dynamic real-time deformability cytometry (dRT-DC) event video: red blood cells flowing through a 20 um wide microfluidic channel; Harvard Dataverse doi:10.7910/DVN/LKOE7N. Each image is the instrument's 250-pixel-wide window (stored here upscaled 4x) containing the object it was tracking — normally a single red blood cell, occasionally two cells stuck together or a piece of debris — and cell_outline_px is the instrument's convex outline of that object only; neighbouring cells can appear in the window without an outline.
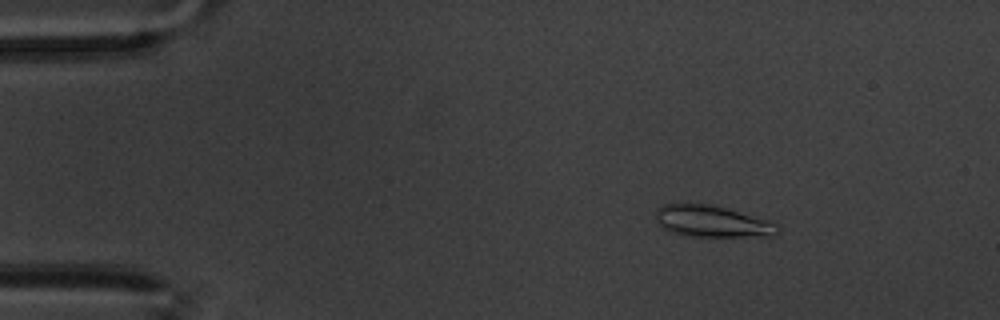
{"species": "common noctule bat (a hibernating species)", "species_latin": "Nyctalus noctula", "temperature_condition": "warm", "stored_images_in_passage": 58, "camera_frame_rate_fps": 3000, "um_per_image_px": 0.085, "animal": {"sex": "male", "body_mass_g": 20.1, "forearm_length_mm": 53.5}, "frame": {"image": 1, "passage_image": 7, "time_ms": 2.0, "image_size_px": [1000, 320], "cell_outline_px": [[780, 232], [776, 236], [692, 236], [672, 232], [664, 228], [656, 220], [656, 208], [664, 204], [712, 204], [768, 220], [776, 224], [780, 228]], "centroid_in_image_um": [60.56, 18.82], "position_along_channel_um": 24.4, "area_um2": 22.25}}
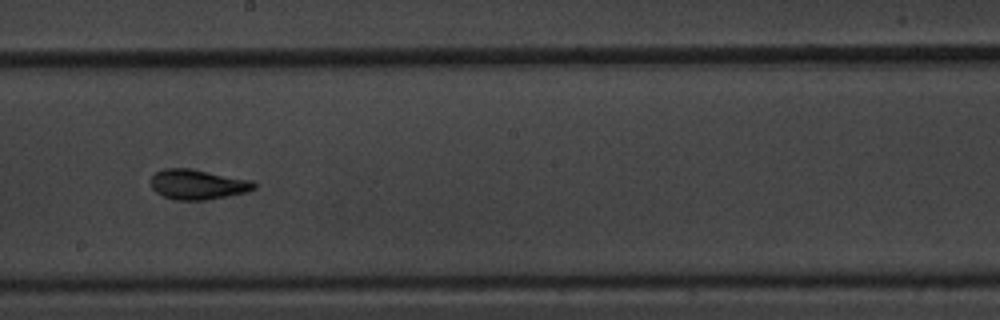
{"frame": {"image": 2, "passage_image": 32, "time_ms": 10.333, "image_size_px": [1000, 320], "cell_outline_px": [[256, 188], [248, 192], [204, 200], [176, 200], [164, 196], [156, 192], [152, 188], [152, 176], [156, 172], [164, 168], [188, 168], [252, 180], [256, 184]], "centroid_in_image_um": [16.82, 15.68], "position_along_channel_um": 231.4, "area_um2": 17.92}}
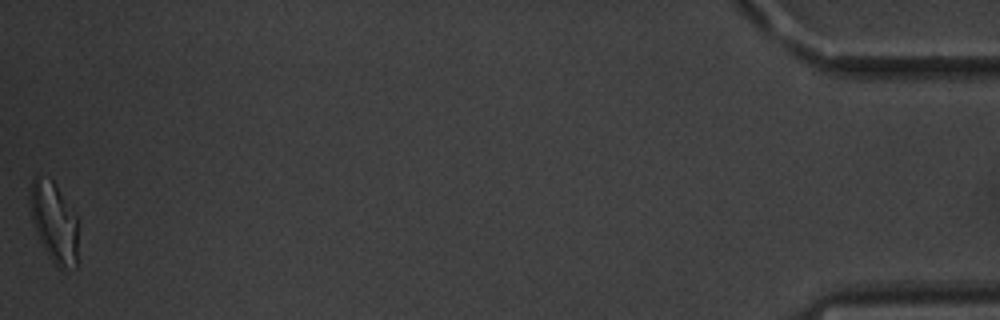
{"frame": {"image": 3, "passage_image": 58, "time_ms": 19.0, "image_size_px": [1000, 320], "cell_outline_px": [[76, 268], [64, 272], [48, 256], [40, 240], [32, 220], [28, 204], [28, 200], [32, 180], [36, 176], [52, 180], [56, 184], [76, 216]], "centroid_in_image_um": [4.57, 18.9], "position_along_channel_um": 430.6, "area_um2": 22.31}, "authors_computed_cell_mechanics": {"area_um2": 18.3804, "velocity_mm_per_s": 3.3658, "shape_relaxation_time_tau1_ms": 4.1397, "shape_relaxation_time_tau2_ms": 2.1483, "deformation_change_tau1": 0.1428, "deformation_change_tau2": 0.0626}}